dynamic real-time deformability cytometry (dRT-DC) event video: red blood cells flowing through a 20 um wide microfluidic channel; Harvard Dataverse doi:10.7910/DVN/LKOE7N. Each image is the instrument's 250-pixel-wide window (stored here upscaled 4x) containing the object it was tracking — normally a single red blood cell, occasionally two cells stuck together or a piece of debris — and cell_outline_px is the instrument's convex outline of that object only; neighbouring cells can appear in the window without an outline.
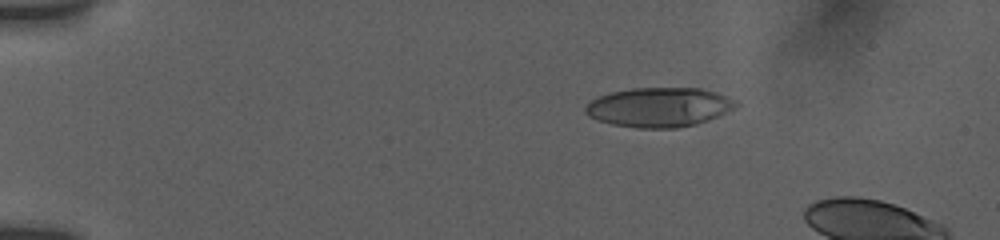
{"species": "human", "species_latin": "Homo sapiens", "temperature_condition": "room temperature", "stored_images_in_passage": 14, "camera_frame_rate_fps": 3000, "um_per_image_px": 0.085, "donor": {"sex": "female"}, "frame": {"image": 1, "passage_image": 8, "time_ms": 3.333, "image_size_px": [1000, 240], "cell_outline_px": [[740, 104], [736, 108], [708, 120], [696, 124], [676, 128], [636, 128], [612, 124], [596, 120], [588, 116], [584, 112], [584, 108], [592, 100], [600, 96], [612, 92], [632, 88], [700, 88], [716, 92], [736, 100]], "centroid_in_image_um": [56.04, 9.12], "position_along_channel_um": 29.0, "area_um2": 34.68}}